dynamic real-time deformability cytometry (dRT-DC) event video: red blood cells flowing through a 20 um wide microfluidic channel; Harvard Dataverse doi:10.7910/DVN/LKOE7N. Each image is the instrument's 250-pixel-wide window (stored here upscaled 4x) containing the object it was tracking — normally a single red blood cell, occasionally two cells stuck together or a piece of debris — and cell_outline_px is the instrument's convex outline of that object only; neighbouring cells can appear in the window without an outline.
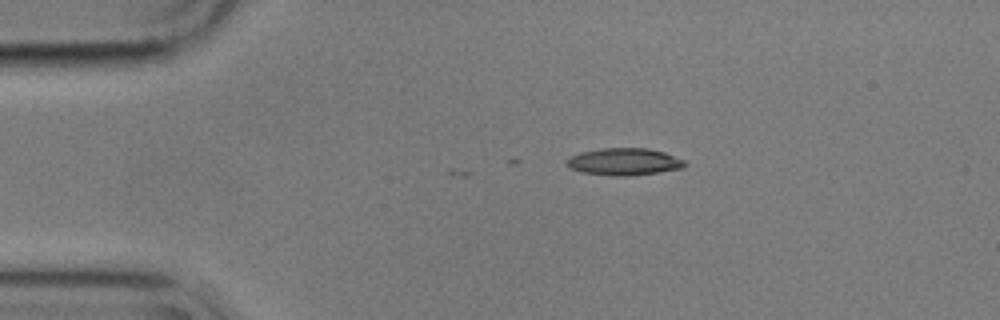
{"species": "common noctule bat (a hibernating species)", "species_latin": "Nyctalus noctula", "temperature_condition": "cold", "stored_images_in_passage": 2, "camera_frame_rate_fps": 3000, "um_per_image_px": 0.085, "animal": {"sex": "male", "body_mass_g": 17.9}, "frame": {"image": 1, "passage_image": 2, "time_ms": 0.333, "image_size_px": [1000, 320], "cell_outline_px": [[684, 168], [660, 172], [632, 176], [616, 176], [584, 172], [568, 168], [564, 164], [564, 160], [580, 152], [604, 148], [648, 148], [664, 152], [684, 160]], "centroid_in_image_um": [53.02, 13.75], "position_along_channel_um": 32.0, "area_um2": 18.73}}